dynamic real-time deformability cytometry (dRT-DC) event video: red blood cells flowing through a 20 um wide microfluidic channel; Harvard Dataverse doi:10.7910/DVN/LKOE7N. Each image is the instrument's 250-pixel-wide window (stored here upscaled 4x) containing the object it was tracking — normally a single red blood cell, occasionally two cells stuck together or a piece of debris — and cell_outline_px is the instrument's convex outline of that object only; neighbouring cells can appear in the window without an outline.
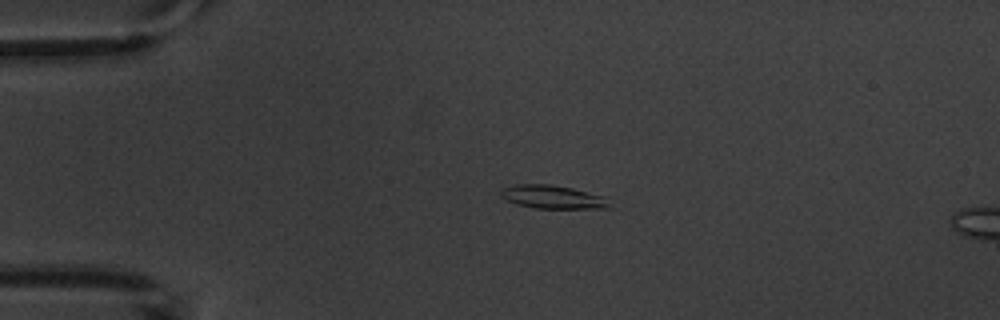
{"species": "common noctule bat (a hibernating species)", "species_latin": "Nyctalus noctula", "temperature_condition": "warm", "stored_images_in_passage": 3, "camera_frame_rate_fps": 3000, "um_per_image_px": 0.085, "animal": {"sex": "male", "body_mass_g": 20.1, "forearm_length_mm": 53.5}, "frame": {"image": 1, "passage_image": 1, "time_ms": 0.0, "image_size_px": [1000, 320], "cell_outline_px": [[612, 208], [536, 208], [516, 204], [500, 196], [500, 188], [516, 184], [548, 184], [572, 188], [604, 196]], "centroid_in_image_um": [46.95, 16.73], "position_along_channel_um": 38.1, "area_um2": 14.74}}
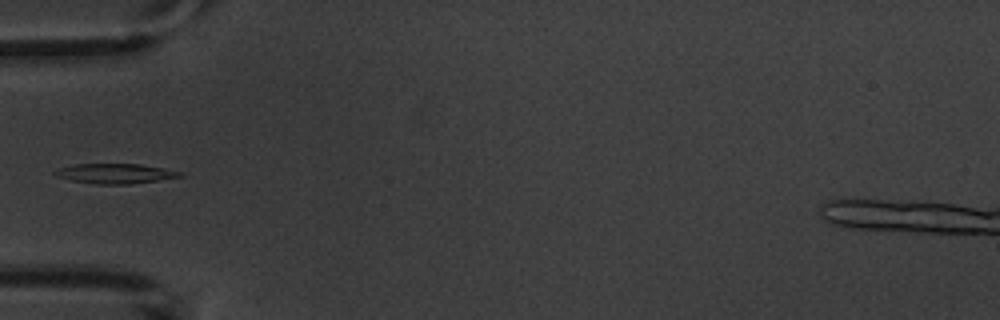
{"frame": {"image": 2, "passage_image": 2, "time_ms": 2.0, "image_size_px": [1000, 320], "cell_outline_px": [[184, 176], [132, 184], [92, 184], [72, 180], [56, 176], [52, 172], [60, 168], [76, 164], [140, 164], [164, 168], [180, 172]], "centroid_in_image_um": [9.79, 14.75], "position_along_channel_um": 75.2, "area_um2": 14.39}}